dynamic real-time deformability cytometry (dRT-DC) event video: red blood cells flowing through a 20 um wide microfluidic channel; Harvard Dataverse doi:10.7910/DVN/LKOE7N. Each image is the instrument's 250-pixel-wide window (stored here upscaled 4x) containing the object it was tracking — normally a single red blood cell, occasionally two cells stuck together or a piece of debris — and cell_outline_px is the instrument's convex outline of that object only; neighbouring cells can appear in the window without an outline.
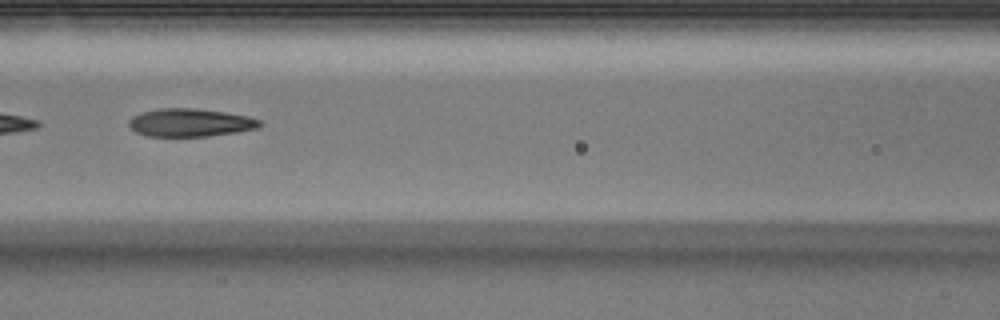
{"species": "Egyptian fruit bat (a non-hibernating species)", "species_latin": "Rousettus aegyptiacus", "temperature_condition": "warm", "stored_images_in_passage": 30, "camera_frame_rate_fps": 3000, "um_per_image_px": 0.085, "animal": {"sex": "male"}, "frame": {"image": 1, "passage_image": 9, "time_ms": 2.667, "image_size_px": [1000, 320], "cell_outline_px": [[264, 124], [256, 128], [236, 132], [208, 136], [148, 136], [136, 132], [128, 124], [128, 120], [132, 116], [140, 112], [160, 108], [196, 108], [224, 112], [248, 116], [260, 120]], "centroid_in_image_um": [16.15, 10.41], "position_along_channel_um": 150.4, "area_um2": 21.39}}
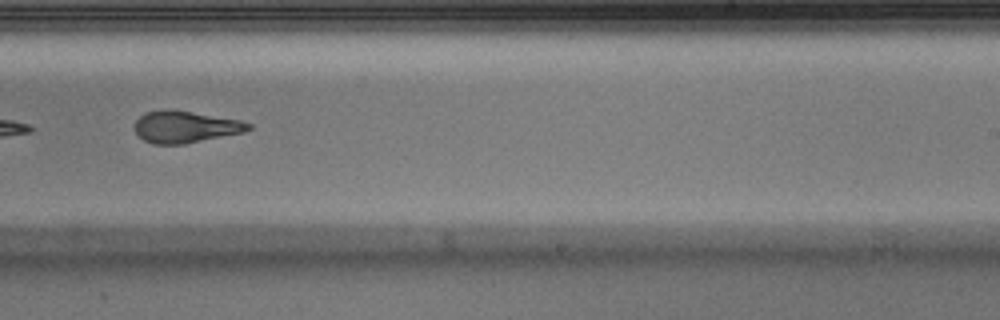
{"frame": {"image": 2, "passage_image": 18, "time_ms": 5.667, "image_size_px": [1000, 320], "cell_outline_px": [[252, 128], [244, 132], [184, 144], [152, 144], [144, 140], [136, 132], [136, 120], [144, 112], [164, 108], [240, 120], [252, 124]], "centroid_in_image_um": [15.74, 10.78], "position_along_channel_um": 273.3, "area_um2": 20.92}, "authors_computed_cell_mechanics": {"area_um2": 21.7039, "velocity_mm_per_s": 4.101, "shape_relaxation_time_tau1_ms": 3.472, "shape_relaxation_time_tau2_ms": 2.1011, "deformation_change_tau1": 0.1911, "deformation_change_tau2": 0.1285}}